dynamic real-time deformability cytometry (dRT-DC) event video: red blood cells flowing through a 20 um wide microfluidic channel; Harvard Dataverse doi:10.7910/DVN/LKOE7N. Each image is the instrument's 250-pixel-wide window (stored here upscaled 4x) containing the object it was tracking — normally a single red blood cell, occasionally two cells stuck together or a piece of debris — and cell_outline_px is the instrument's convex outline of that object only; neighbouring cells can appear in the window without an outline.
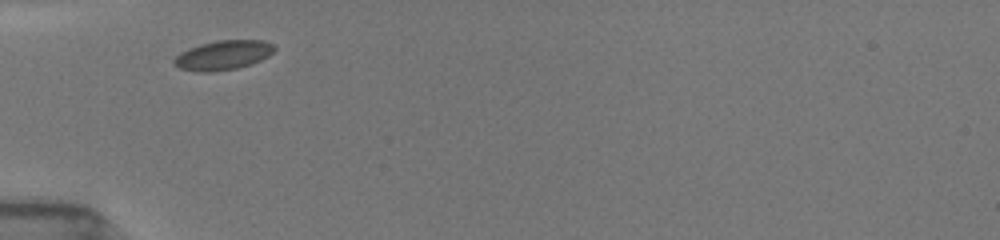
{"species": "common noctule bat (a hibernating species)", "species_latin": "Nyctalus noctula", "temperature_condition": "room temperature", "stored_images_in_passage": 3, "camera_frame_rate_fps": 3000, "um_per_image_px": 0.085, "animal": {"sex": "female", "body_mass_g": 19.5, "forearm_length_mm": 54.1}, "frame": {"image": 1, "passage_image": 1, "time_ms": 0.0, "image_size_px": [1000, 240], "cell_outline_px": [[276, 48], [268, 56], [252, 64], [236, 68], [212, 72], [196, 72], [180, 68], [172, 64], [172, 60], [180, 52], [188, 48], [200, 44], [216, 40], [264, 40], [272, 44]], "centroid_in_image_um": [18.93, 4.69], "position_along_channel_um": 66.1, "area_um2": 17.34}}
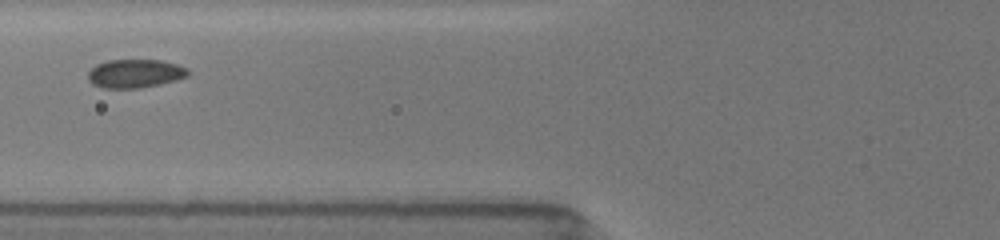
{"frame": {"image": 2, "passage_image": 2, "time_ms": 1.333, "image_size_px": [1000, 240], "cell_outline_px": [[188, 76], [176, 80], [160, 84], [140, 88], [100, 88], [92, 84], [88, 80], [88, 72], [96, 64], [108, 60], [160, 60], [176, 64], [188, 68]], "centroid_in_image_um": [11.46, 6.25], "position_along_channel_um": 114.3, "area_um2": 16.7}}
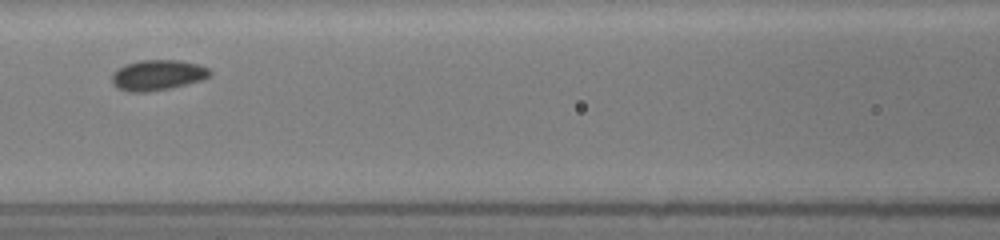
{"frame": {"image": 3, "passage_image": 3, "time_ms": 2.333, "image_size_px": [1000, 240], "cell_outline_px": [[212, 72], [204, 80], [168, 88], [144, 92], [132, 92], [116, 88], [112, 84], [112, 76], [124, 64], [140, 60], [180, 60], [200, 64], [208, 68]], "centroid_in_image_um": [13.42, 6.37], "position_along_channel_um": 153.2, "area_um2": 17.34}}